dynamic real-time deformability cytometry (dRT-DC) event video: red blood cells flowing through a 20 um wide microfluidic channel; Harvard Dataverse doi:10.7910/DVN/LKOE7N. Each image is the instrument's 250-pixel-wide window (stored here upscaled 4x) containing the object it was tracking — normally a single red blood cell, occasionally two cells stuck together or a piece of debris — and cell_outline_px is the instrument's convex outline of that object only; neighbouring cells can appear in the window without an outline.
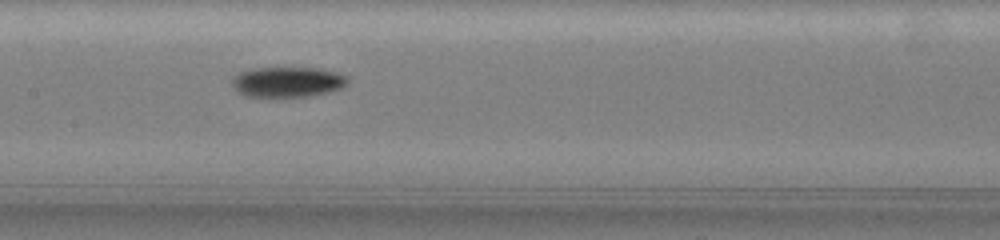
{"species": "common noctule bat (a hibernating species)", "species_latin": "Nyctalus noctula", "temperature_condition": "warm", "stored_images_in_passage": 15, "camera_frame_rate_fps": 3000, "um_per_image_px": 0.085, "animal": {"sex": "female", "body_mass_g": 19.5, "forearm_length_mm": 54.1}, "frame": {"image": 1, "passage_image": 14, "time_ms": 3.667, "image_size_px": [1000, 240], "cell_outline_px": [[348, 84], [340, 88], [328, 92], [308, 96], [272, 100], [248, 96], [240, 92], [232, 84], [232, 80], [240, 72], [256, 68], [320, 68], [336, 72], [348, 76]], "centroid_in_image_um": [24.46, 7.01], "position_along_channel_um": 182.9, "area_um2": 20.92}}